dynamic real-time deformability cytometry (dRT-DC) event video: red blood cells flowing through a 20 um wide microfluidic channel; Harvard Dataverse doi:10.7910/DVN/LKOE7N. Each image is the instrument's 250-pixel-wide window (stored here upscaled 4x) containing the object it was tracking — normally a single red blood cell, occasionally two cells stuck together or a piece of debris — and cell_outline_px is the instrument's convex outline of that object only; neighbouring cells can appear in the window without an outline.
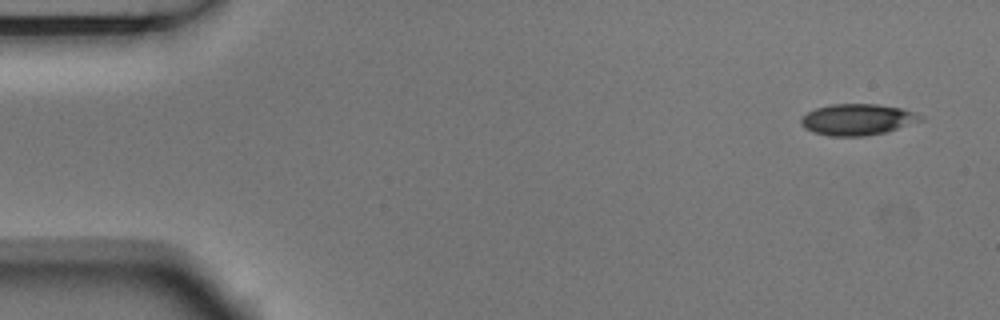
{"species": "Egyptian fruit bat (a non-hibernating species)", "species_latin": "Rousettus aegyptiacus", "temperature_condition": "room temperature", "stored_images_in_passage": 4, "camera_frame_rate_fps": 3000, "um_per_image_px": 0.085, "animal": {"sex": "male"}, "frame": {"image": 1, "passage_image": 1, "time_ms": 0.0, "image_size_px": [1000, 320], "cell_outline_px": [[924, 120], [888, 132], [864, 136], [828, 136], [812, 132], [804, 128], [800, 124], [800, 116], [816, 108], [832, 104], [876, 104], [900, 108], [916, 112], [924, 116]], "centroid_in_image_um": [72.89, 10.17], "position_along_channel_um": 12.1, "area_um2": 22.08}}
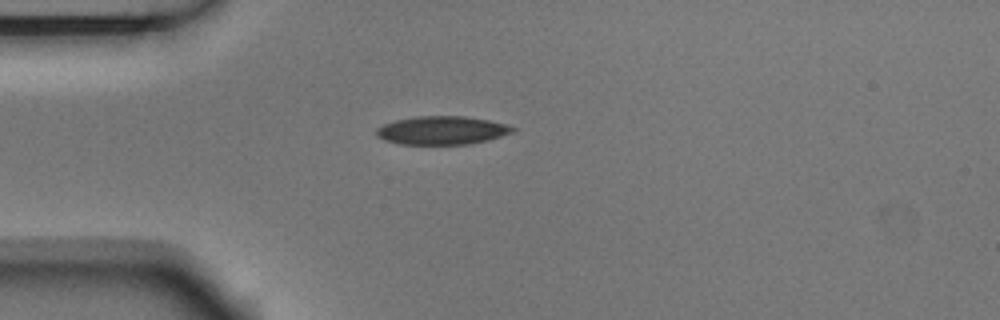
{"frame": {"image": 2, "passage_image": 4, "time_ms": 1.0, "image_size_px": [1000, 320], "cell_outline_px": [[520, 128], [512, 132], [488, 140], [472, 144], [400, 144], [384, 140], [376, 136], [376, 128], [384, 124], [396, 120], [416, 116], [464, 116], [488, 120], [508, 124]], "centroid_in_image_um": [37.59, 11.08], "position_along_channel_um": 47.4, "area_um2": 22.66}}